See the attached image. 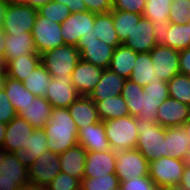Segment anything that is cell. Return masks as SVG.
<instances>
[{
  "label": "cell",
  "instance_id": "6da1fadb",
  "mask_svg": "<svg viewBox=\"0 0 190 190\" xmlns=\"http://www.w3.org/2000/svg\"><path fill=\"white\" fill-rule=\"evenodd\" d=\"M46 132L48 150L58 154L78 144V129L68 108H52Z\"/></svg>",
  "mask_w": 190,
  "mask_h": 190
},
{
  "label": "cell",
  "instance_id": "7a4b0ae2",
  "mask_svg": "<svg viewBox=\"0 0 190 190\" xmlns=\"http://www.w3.org/2000/svg\"><path fill=\"white\" fill-rule=\"evenodd\" d=\"M121 96L126 101L130 116L154 121L157 118V108L169 98L150 96L144 92L143 86L132 82L130 79L125 81Z\"/></svg>",
  "mask_w": 190,
  "mask_h": 190
},
{
  "label": "cell",
  "instance_id": "3957f363",
  "mask_svg": "<svg viewBox=\"0 0 190 190\" xmlns=\"http://www.w3.org/2000/svg\"><path fill=\"white\" fill-rule=\"evenodd\" d=\"M138 139L136 149L149 161L169 156L164 139V127L154 120H137Z\"/></svg>",
  "mask_w": 190,
  "mask_h": 190
},
{
  "label": "cell",
  "instance_id": "277c9868",
  "mask_svg": "<svg viewBox=\"0 0 190 190\" xmlns=\"http://www.w3.org/2000/svg\"><path fill=\"white\" fill-rule=\"evenodd\" d=\"M76 46L61 45L40 55V62L56 80L71 78V73L80 61Z\"/></svg>",
  "mask_w": 190,
  "mask_h": 190
},
{
  "label": "cell",
  "instance_id": "5b68a950",
  "mask_svg": "<svg viewBox=\"0 0 190 190\" xmlns=\"http://www.w3.org/2000/svg\"><path fill=\"white\" fill-rule=\"evenodd\" d=\"M137 117L125 116L104 121L107 140L113 151L136 149Z\"/></svg>",
  "mask_w": 190,
  "mask_h": 190
},
{
  "label": "cell",
  "instance_id": "8992f818",
  "mask_svg": "<svg viewBox=\"0 0 190 190\" xmlns=\"http://www.w3.org/2000/svg\"><path fill=\"white\" fill-rule=\"evenodd\" d=\"M0 190H31L28 167L18 154L6 152L0 166Z\"/></svg>",
  "mask_w": 190,
  "mask_h": 190
},
{
  "label": "cell",
  "instance_id": "52a82bcc",
  "mask_svg": "<svg viewBox=\"0 0 190 190\" xmlns=\"http://www.w3.org/2000/svg\"><path fill=\"white\" fill-rule=\"evenodd\" d=\"M188 161L173 156L149 162V177L159 189L178 186Z\"/></svg>",
  "mask_w": 190,
  "mask_h": 190
},
{
  "label": "cell",
  "instance_id": "ba28073f",
  "mask_svg": "<svg viewBox=\"0 0 190 190\" xmlns=\"http://www.w3.org/2000/svg\"><path fill=\"white\" fill-rule=\"evenodd\" d=\"M38 10L17 0L7 5L2 27L5 34L32 32Z\"/></svg>",
  "mask_w": 190,
  "mask_h": 190
},
{
  "label": "cell",
  "instance_id": "9c48e42d",
  "mask_svg": "<svg viewBox=\"0 0 190 190\" xmlns=\"http://www.w3.org/2000/svg\"><path fill=\"white\" fill-rule=\"evenodd\" d=\"M31 190L49 185L61 173L59 154L44 151L34 163L28 167Z\"/></svg>",
  "mask_w": 190,
  "mask_h": 190
},
{
  "label": "cell",
  "instance_id": "30bf717a",
  "mask_svg": "<svg viewBox=\"0 0 190 190\" xmlns=\"http://www.w3.org/2000/svg\"><path fill=\"white\" fill-rule=\"evenodd\" d=\"M115 168L119 182L149 176V161L137 149L116 151Z\"/></svg>",
  "mask_w": 190,
  "mask_h": 190
},
{
  "label": "cell",
  "instance_id": "8fae6325",
  "mask_svg": "<svg viewBox=\"0 0 190 190\" xmlns=\"http://www.w3.org/2000/svg\"><path fill=\"white\" fill-rule=\"evenodd\" d=\"M32 37L39 55L64 45L61 35V24L40 16L39 14L33 26Z\"/></svg>",
  "mask_w": 190,
  "mask_h": 190
},
{
  "label": "cell",
  "instance_id": "7c38bea8",
  "mask_svg": "<svg viewBox=\"0 0 190 190\" xmlns=\"http://www.w3.org/2000/svg\"><path fill=\"white\" fill-rule=\"evenodd\" d=\"M76 48L80 52V59L102 69L110 66L114 47L97 39L95 35L83 36Z\"/></svg>",
  "mask_w": 190,
  "mask_h": 190
},
{
  "label": "cell",
  "instance_id": "4fadbf2b",
  "mask_svg": "<svg viewBox=\"0 0 190 190\" xmlns=\"http://www.w3.org/2000/svg\"><path fill=\"white\" fill-rule=\"evenodd\" d=\"M95 13L82 11L72 13L61 23L64 44L76 46L83 36L94 35Z\"/></svg>",
  "mask_w": 190,
  "mask_h": 190
},
{
  "label": "cell",
  "instance_id": "5bb4252c",
  "mask_svg": "<svg viewBox=\"0 0 190 190\" xmlns=\"http://www.w3.org/2000/svg\"><path fill=\"white\" fill-rule=\"evenodd\" d=\"M158 29L142 16L124 41V45L136 53L150 52L158 44Z\"/></svg>",
  "mask_w": 190,
  "mask_h": 190
},
{
  "label": "cell",
  "instance_id": "9a60e30c",
  "mask_svg": "<svg viewBox=\"0 0 190 190\" xmlns=\"http://www.w3.org/2000/svg\"><path fill=\"white\" fill-rule=\"evenodd\" d=\"M179 54L180 51L176 49L157 44L150 51L155 75L168 82L173 76L179 74Z\"/></svg>",
  "mask_w": 190,
  "mask_h": 190
},
{
  "label": "cell",
  "instance_id": "2e32d148",
  "mask_svg": "<svg viewBox=\"0 0 190 190\" xmlns=\"http://www.w3.org/2000/svg\"><path fill=\"white\" fill-rule=\"evenodd\" d=\"M35 129L20 116L14 117L6 124L5 138L2 148L7 152L17 153L21 148L28 147V141Z\"/></svg>",
  "mask_w": 190,
  "mask_h": 190
},
{
  "label": "cell",
  "instance_id": "e0dca14e",
  "mask_svg": "<svg viewBox=\"0 0 190 190\" xmlns=\"http://www.w3.org/2000/svg\"><path fill=\"white\" fill-rule=\"evenodd\" d=\"M156 122L167 127H181L190 118V106L169 97L157 108Z\"/></svg>",
  "mask_w": 190,
  "mask_h": 190
},
{
  "label": "cell",
  "instance_id": "ac0fdd59",
  "mask_svg": "<svg viewBox=\"0 0 190 190\" xmlns=\"http://www.w3.org/2000/svg\"><path fill=\"white\" fill-rule=\"evenodd\" d=\"M116 152L113 150L87 151L83 177L97 178L116 173Z\"/></svg>",
  "mask_w": 190,
  "mask_h": 190
},
{
  "label": "cell",
  "instance_id": "d6986e66",
  "mask_svg": "<svg viewBox=\"0 0 190 190\" xmlns=\"http://www.w3.org/2000/svg\"><path fill=\"white\" fill-rule=\"evenodd\" d=\"M103 69L80 60L73 72L71 79L74 88L80 96H89L100 81Z\"/></svg>",
  "mask_w": 190,
  "mask_h": 190
},
{
  "label": "cell",
  "instance_id": "ffe728a7",
  "mask_svg": "<svg viewBox=\"0 0 190 190\" xmlns=\"http://www.w3.org/2000/svg\"><path fill=\"white\" fill-rule=\"evenodd\" d=\"M79 96L71 78L56 80L52 77L44 97L52 108H68Z\"/></svg>",
  "mask_w": 190,
  "mask_h": 190
},
{
  "label": "cell",
  "instance_id": "44dd1931",
  "mask_svg": "<svg viewBox=\"0 0 190 190\" xmlns=\"http://www.w3.org/2000/svg\"><path fill=\"white\" fill-rule=\"evenodd\" d=\"M78 144L86 151L104 152L112 150L106 137L103 121L88 124L78 129Z\"/></svg>",
  "mask_w": 190,
  "mask_h": 190
},
{
  "label": "cell",
  "instance_id": "7402d4cb",
  "mask_svg": "<svg viewBox=\"0 0 190 190\" xmlns=\"http://www.w3.org/2000/svg\"><path fill=\"white\" fill-rule=\"evenodd\" d=\"M5 61L18 59L21 55L38 54L32 32L5 34Z\"/></svg>",
  "mask_w": 190,
  "mask_h": 190
},
{
  "label": "cell",
  "instance_id": "603a6c76",
  "mask_svg": "<svg viewBox=\"0 0 190 190\" xmlns=\"http://www.w3.org/2000/svg\"><path fill=\"white\" fill-rule=\"evenodd\" d=\"M126 79L109 68L103 69L100 81L88 96L92 101L104 100L107 96L115 97L122 93Z\"/></svg>",
  "mask_w": 190,
  "mask_h": 190
},
{
  "label": "cell",
  "instance_id": "cb8c5ba5",
  "mask_svg": "<svg viewBox=\"0 0 190 190\" xmlns=\"http://www.w3.org/2000/svg\"><path fill=\"white\" fill-rule=\"evenodd\" d=\"M158 44L178 51L190 48L189 24L169 23L164 29L158 30Z\"/></svg>",
  "mask_w": 190,
  "mask_h": 190
},
{
  "label": "cell",
  "instance_id": "d4e9b609",
  "mask_svg": "<svg viewBox=\"0 0 190 190\" xmlns=\"http://www.w3.org/2000/svg\"><path fill=\"white\" fill-rule=\"evenodd\" d=\"M87 151L79 144L59 154L61 172L82 181Z\"/></svg>",
  "mask_w": 190,
  "mask_h": 190
},
{
  "label": "cell",
  "instance_id": "484cf974",
  "mask_svg": "<svg viewBox=\"0 0 190 190\" xmlns=\"http://www.w3.org/2000/svg\"><path fill=\"white\" fill-rule=\"evenodd\" d=\"M164 139L169 156L187 161L190 157V140L187 132L181 127L164 128Z\"/></svg>",
  "mask_w": 190,
  "mask_h": 190
},
{
  "label": "cell",
  "instance_id": "4316f807",
  "mask_svg": "<svg viewBox=\"0 0 190 190\" xmlns=\"http://www.w3.org/2000/svg\"><path fill=\"white\" fill-rule=\"evenodd\" d=\"M52 106L45 97L34 100L17 115L25 119L34 129H42L49 122Z\"/></svg>",
  "mask_w": 190,
  "mask_h": 190
},
{
  "label": "cell",
  "instance_id": "83f0119b",
  "mask_svg": "<svg viewBox=\"0 0 190 190\" xmlns=\"http://www.w3.org/2000/svg\"><path fill=\"white\" fill-rule=\"evenodd\" d=\"M69 113L75 121L76 128L100 121L95 102L88 96H79L69 107Z\"/></svg>",
  "mask_w": 190,
  "mask_h": 190
},
{
  "label": "cell",
  "instance_id": "f1b7e54d",
  "mask_svg": "<svg viewBox=\"0 0 190 190\" xmlns=\"http://www.w3.org/2000/svg\"><path fill=\"white\" fill-rule=\"evenodd\" d=\"M2 88L17 114L22 109H25L36 97L25 88L21 81L12 79L8 76H6Z\"/></svg>",
  "mask_w": 190,
  "mask_h": 190
},
{
  "label": "cell",
  "instance_id": "f546056e",
  "mask_svg": "<svg viewBox=\"0 0 190 190\" xmlns=\"http://www.w3.org/2000/svg\"><path fill=\"white\" fill-rule=\"evenodd\" d=\"M40 63L39 54L21 55L18 59L14 58L6 62V75L22 82Z\"/></svg>",
  "mask_w": 190,
  "mask_h": 190
},
{
  "label": "cell",
  "instance_id": "4dcf8cb0",
  "mask_svg": "<svg viewBox=\"0 0 190 190\" xmlns=\"http://www.w3.org/2000/svg\"><path fill=\"white\" fill-rule=\"evenodd\" d=\"M136 57L137 53L122 43L114 49L109 69L126 80L130 79Z\"/></svg>",
  "mask_w": 190,
  "mask_h": 190
},
{
  "label": "cell",
  "instance_id": "1f68e13d",
  "mask_svg": "<svg viewBox=\"0 0 190 190\" xmlns=\"http://www.w3.org/2000/svg\"><path fill=\"white\" fill-rule=\"evenodd\" d=\"M153 65L150 52L137 53L130 80L143 87L151 83V81H164L155 75Z\"/></svg>",
  "mask_w": 190,
  "mask_h": 190
},
{
  "label": "cell",
  "instance_id": "d6a6232c",
  "mask_svg": "<svg viewBox=\"0 0 190 190\" xmlns=\"http://www.w3.org/2000/svg\"><path fill=\"white\" fill-rule=\"evenodd\" d=\"M93 31L97 39L107 45L116 48L122 44L115 31L112 10L108 13L95 14Z\"/></svg>",
  "mask_w": 190,
  "mask_h": 190
},
{
  "label": "cell",
  "instance_id": "836d02e7",
  "mask_svg": "<svg viewBox=\"0 0 190 190\" xmlns=\"http://www.w3.org/2000/svg\"><path fill=\"white\" fill-rule=\"evenodd\" d=\"M48 150L46 132L42 129H35L28 141V147L21 148L17 152L19 159L29 167L35 160Z\"/></svg>",
  "mask_w": 190,
  "mask_h": 190
},
{
  "label": "cell",
  "instance_id": "e575fe53",
  "mask_svg": "<svg viewBox=\"0 0 190 190\" xmlns=\"http://www.w3.org/2000/svg\"><path fill=\"white\" fill-rule=\"evenodd\" d=\"M100 121L117 119L129 115L126 101L121 94L115 97L107 96L104 100L95 102Z\"/></svg>",
  "mask_w": 190,
  "mask_h": 190
},
{
  "label": "cell",
  "instance_id": "d590c367",
  "mask_svg": "<svg viewBox=\"0 0 190 190\" xmlns=\"http://www.w3.org/2000/svg\"><path fill=\"white\" fill-rule=\"evenodd\" d=\"M173 0H146L143 16L160 30L169 24V14Z\"/></svg>",
  "mask_w": 190,
  "mask_h": 190
},
{
  "label": "cell",
  "instance_id": "8d00e7d4",
  "mask_svg": "<svg viewBox=\"0 0 190 190\" xmlns=\"http://www.w3.org/2000/svg\"><path fill=\"white\" fill-rule=\"evenodd\" d=\"M52 76L46 68L40 63L36 68L22 81L25 88L35 96L44 97L47 87L50 85Z\"/></svg>",
  "mask_w": 190,
  "mask_h": 190
},
{
  "label": "cell",
  "instance_id": "74e56055",
  "mask_svg": "<svg viewBox=\"0 0 190 190\" xmlns=\"http://www.w3.org/2000/svg\"><path fill=\"white\" fill-rule=\"evenodd\" d=\"M143 15L112 10V18L114 22L115 31L121 43H124L128 35L131 33L134 25H137Z\"/></svg>",
  "mask_w": 190,
  "mask_h": 190
},
{
  "label": "cell",
  "instance_id": "f35d334b",
  "mask_svg": "<svg viewBox=\"0 0 190 190\" xmlns=\"http://www.w3.org/2000/svg\"><path fill=\"white\" fill-rule=\"evenodd\" d=\"M169 97L190 106V76L176 74L168 82Z\"/></svg>",
  "mask_w": 190,
  "mask_h": 190
},
{
  "label": "cell",
  "instance_id": "ab89813d",
  "mask_svg": "<svg viewBox=\"0 0 190 190\" xmlns=\"http://www.w3.org/2000/svg\"><path fill=\"white\" fill-rule=\"evenodd\" d=\"M120 185L116 174H107V176L86 178L81 181L80 190H109Z\"/></svg>",
  "mask_w": 190,
  "mask_h": 190
},
{
  "label": "cell",
  "instance_id": "60d3db41",
  "mask_svg": "<svg viewBox=\"0 0 190 190\" xmlns=\"http://www.w3.org/2000/svg\"><path fill=\"white\" fill-rule=\"evenodd\" d=\"M38 14L61 24L70 16L69 8L60 2H49L38 9Z\"/></svg>",
  "mask_w": 190,
  "mask_h": 190
},
{
  "label": "cell",
  "instance_id": "b9f144b4",
  "mask_svg": "<svg viewBox=\"0 0 190 190\" xmlns=\"http://www.w3.org/2000/svg\"><path fill=\"white\" fill-rule=\"evenodd\" d=\"M190 22V0H173L169 14V23L186 24Z\"/></svg>",
  "mask_w": 190,
  "mask_h": 190
},
{
  "label": "cell",
  "instance_id": "7bdbcfd3",
  "mask_svg": "<svg viewBox=\"0 0 190 190\" xmlns=\"http://www.w3.org/2000/svg\"><path fill=\"white\" fill-rule=\"evenodd\" d=\"M47 186L52 190H80L81 181L61 172Z\"/></svg>",
  "mask_w": 190,
  "mask_h": 190
},
{
  "label": "cell",
  "instance_id": "ee69618b",
  "mask_svg": "<svg viewBox=\"0 0 190 190\" xmlns=\"http://www.w3.org/2000/svg\"><path fill=\"white\" fill-rule=\"evenodd\" d=\"M122 190H158L159 188L149 176L133 177L131 180L120 182Z\"/></svg>",
  "mask_w": 190,
  "mask_h": 190
},
{
  "label": "cell",
  "instance_id": "f6af8a7d",
  "mask_svg": "<svg viewBox=\"0 0 190 190\" xmlns=\"http://www.w3.org/2000/svg\"><path fill=\"white\" fill-rule=\"evenodd\" d=\"M146 0H113L112 10L127 11L143 15Z\"/></svg>",
  "mask_w": 190,
  "mask_h": 190
},
{
  "label": "cell",
  "instance_id": "bcb514c9",
  "mask_svg": "<svg viewBox=\"0 0 190 190\" xmlns=\"http://www.w3.org/2000/svg\"><path fill=\"white\" fill-rule=\"evenodd\" d=\"M17 116V113L9 101L8 96L6 95L3 88L0 89V122L7 124L14 117Z\"/></svg>",
  "mask_w": 190,
  "mask_h": 190
},
{
  "label": "cell",
  "instance_id": "7dc6e473",
  "mask_svg": "<svg viewBox=\"0 0 190 190\" xmlns=\"http://www.w3.org/2000/svg\"><path fill=\"white\" fill-rule=\"evenodd\" d=\"M86 10L95 14L108 13L112 10L113 0H82Z\"/></svg>",
  "mask_w": 190,
  "mask_h": 190
},
{
  "label": "cell",
  "instance_id": "c3c4849f",
  "mask_svg": "<svg viewBox=\"0 0 190 190\" xmlns=\"http://www.w3.org/2000/svg\"><path fill=\"white\" fill-rule=\"evenodd\" d=\"M144 92L154 97H169L168 84L165 81H151L144 86Z\"/></svg>",
  "mask_w": 190,
  "mask_h": 190
},
{
  "label": "cell",
  "instance_id": "681fc988",
  "mask_svg": "<svg viewBox=\"0 0 190 190\" xmlns=\"http://www.w3.org/2000/svg\"><path fill=\"white\" fill-rule=\"evenodd\" d=\"M179 69L181 74L190 76V48L180 51Z\"/></svg>",
  "mask_w": 190,
  "mask_h": 190
},
{
  "label": "cell",
  "instance_id": "f907efd6",
  "mask_svg": "<svg viewBox=\"0 0 190 190\" xmlns=\"http://www.w3.org/2000/svg\"><path fill=\"white\" fill-rule=\"evenodd\" d=\"M60 2L69 8L70 13L86 11L85 3L82 0H54Z\"/></svg>",
  "mask_w": 190,
  "mask_h": 190
},
{
  "label": "cell",
  "instance_id": "816d5d0a",
  "mask_svg": "<svg viewBox=\"0 0 190 190\" xmlns=\"http://www.w3.org/2000/svg\"><path fill=\"white\" fill-rule=\"evenodd\" d=\"M5 42V33L2 25H0V69H5V47L3 46Z\"/></svg>",
  "mask_w": 190,
  "mask_h": 190
},
{
  "label": "cell",
  "instance_id": "f5cc1de1",
  "mask_svg": "<svg viewBox=\"0 0 190 190\" xmlns=\"http://www.w3.org/2000/svg\"><path fill=\"white\" fill-rule=\"evenodd\" d=\"M178 186L183 190H190V165L189 164L186 165L181 181Z\"/></svg>",
  "mask_w": 190,
  "mask_h": 190
},
{
  "label": "cell",
  "instance_id": "db71d44e",
  "mask_svg": "<svg viewBox=\"0 0 190 190\" xmlns=\"http://www.w3.org/2000/svg\"><path fill=\"white\" fill-rule=\"evenodd\" d=\"M17 1L22 2V3L29 5L38 10L40 7L46 5L49 2H52L54 0H17Z\"/></svg>",
  "mask_w": 190,
  "mask_h": 190
},
{
  "label": "cell",
  "instance_id": "11a10c76",
  "mask_svg": "<svg viewBox=\"0 0 190 190\" xmlns=\"http://www.w3.org/2000/svg\"><path fill=\"white\" fill-rule=\"evenodd\" d=\"M9 2V0H0V25L4 22V17L6 15V9Z\"/></svg>",
  "mask_w": 190,
  "mask_h": 190
},
{
  "label": "cell",
  "instance_id": "9f6ffc18",
  "mask_svg": "<svg viewBox=\"0 0 190 190\" xmlns=\"http://www.w3.org/2000/svg\"><path fill=\"white\" fill-rule=\"evenodd\" d=\"M6 132V124L0 122V147L3 146Z\"/></svg>",
  "mask_w": 190,
  "mask_h": 190
},
{
  "label": "cell",
  "instance_id": "6f0895ef",
  "mask_svg": "<svg viewBox=\"0 0 190 190\" xmlns=\"http://www.w3.org/2000/svg\"><path fill=\"white\" fill-rule=\"evenodd\" d=\"M6 76L7 75L5 69H0V89L3 87Z\"/></svg>",
  "mask_w": 190,
  "mask_h": 190
},
{
  "label": "cell",
  "instance_id": "680465c9",
  "mask_svg": "<svg viewBox=\"0 0 190 190\" xmlns=\"http://www.w3.org/2000/svg\"><path fill=\"white\" fill-rule=\"evenodd\" d=\"M182 128L187 132L188 139L190 140V118L182 125Z\"/></svg>",
  "mask_w": 190,
  "mask_h": 190
},
{
  "label": "cell",
  "instance_id": "91938a15",
  "mask_svg": "<svg viewBox=\"0 0 190 190\" xmlns=\"http://www.w3.org/2000/svg\"><path fill=\"white\" fill-rule=\"evenodd\" d=\"M7 151L0 147V166L2 165V163H4V154L6 153Z\"/></svg>",
  "mask_w": 190,
  "mask_h": 190
},
{
  "label": "cell",
  "instance_id": "94428289",
  "mask_svg": "<svg viewBox=\"0 0 190 190\" xmlns=\"http://www.w3.org/2000/svg\"><path fill=\"white\" fill-rule=\"evenodd\" d=\"M158 190H180L179 186L167 187L165 189H158Z\"/></svg>",
  "mask_w": 190,
  "mask_h": 190
},
{
  "label": "cell",
  "instance_id": "6125c7cd",
  "mask_svg": "<svg viewBox=\"0 0 190 190\" xmlns=\"http://www.w3.org/2000/svg\"><path fill=\"white\" fill-rule=\"evenodd\" d=\"M33 190H52V189H50L48 186H42V187H37Z\"/></svg>",
  "mask_w": 190,
  "mask_h": 190
},
{
  "label": "cell",
  "instance_id": "be15d7a7",
  "mask_svg": "<svg viewBox=\"0 0 190 190\" xmlns=\"http://www.w3.org/2000/svg\"><path fill=\"white\" fill-rule=\"evenodd\" d=\"M109 190H122V189H121V186H120V185H118V186H116V187H115V188H113V189H111V188H110Z\"/></svg>",
  "mask_w": 190,
  "mask_h": 190
}]
</instances>
